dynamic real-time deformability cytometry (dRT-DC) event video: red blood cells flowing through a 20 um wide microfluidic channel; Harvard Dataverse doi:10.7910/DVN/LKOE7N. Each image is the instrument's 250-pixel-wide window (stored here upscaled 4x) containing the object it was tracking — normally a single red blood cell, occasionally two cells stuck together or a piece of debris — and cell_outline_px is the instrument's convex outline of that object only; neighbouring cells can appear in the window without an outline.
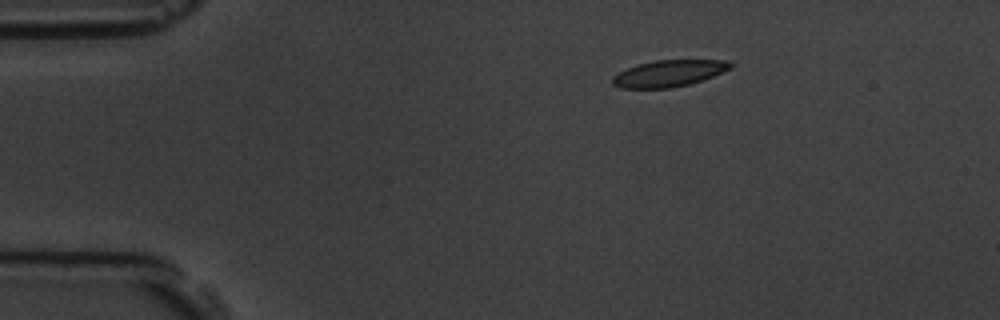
{"species": "common noctule bat (a hibernating species)", "species_latin": "Nyctalus noctula", "temperature_condition": "room temperature", "stored_images_in_passage": 3, "camera_frame_rate_fps": 3000, "um_per_image_px": 0.085, "animal": {"sex": "male", "body_mass_g": 19.5, "forearm_length_mm": 54.6}, "frame": {"image": 1, "passage_image": 1, "time_ms": 0.0, "image_size_px": [1000, 320], "cell_outline_px": [[736, 64], [732, 68], [712, 76], [688, 84], [672, 88], [620, 88], [612, 84], [612, 76], [636, 64], [656, 60], [724, 60]], "centroid_in_image_um": [56.85, 6.23], "position_along_channel_um": 28.2, "area_um2": 18.21}}